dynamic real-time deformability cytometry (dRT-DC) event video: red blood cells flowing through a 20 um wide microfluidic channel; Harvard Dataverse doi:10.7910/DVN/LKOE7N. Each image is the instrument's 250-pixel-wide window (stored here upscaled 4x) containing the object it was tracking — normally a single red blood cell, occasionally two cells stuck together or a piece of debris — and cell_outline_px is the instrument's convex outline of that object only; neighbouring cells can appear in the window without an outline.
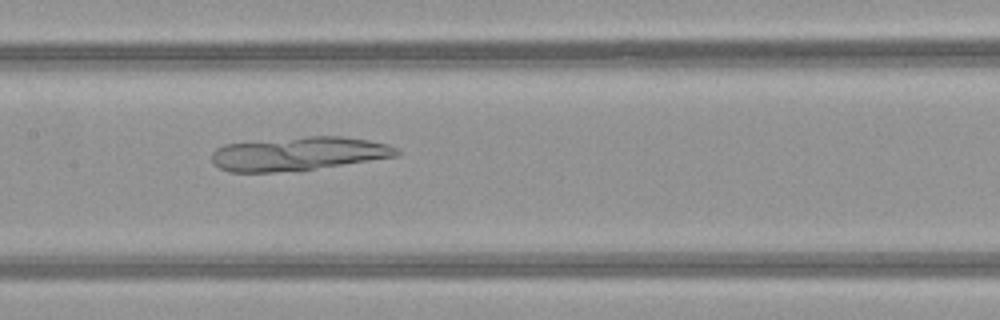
{"species": "common noctule bat (a hibernating species)", "species_latin": "Nyctalus noctula", "temperature_condition": "warm", "stored_images_in_passage": 50, "camera_frame_rate_fps": 3000, "um_per_image_px": 0.085, "animal": {"sex": "female", "body_mass_g": 21.9}, "frame": {"image": 1, "passage_image": 25, "time_ms": 8.0, "image_size_px": [1000, 320], "cell_outline_px": [[400, 156], [300, 172], [228, 172], [212, 164], [212, 152], [216, 148], [224, 144], [308, 136], [344, 136], [368, 140], [388, 144], [396, 148], [400, 152]], "centroid_in_image_um": [25.41, 13.09], "position_along_channel_um": 182.0, "area_um2": 37.05}}
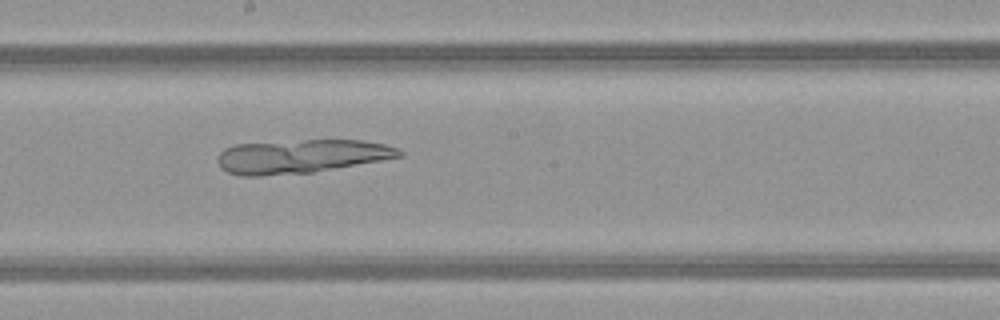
{"frame": {"image": 2, "passage_image": 28, "time_ms": 9.0, "image_size_px": [1000, 320], "cell_outline_px": [[404, 156], [312, 172], [260, 176], [240, 176], [228, 172], [220, 168], [216, 160], [220, 152], [224, 148], [236, 144], [304, 140], [364, 140], [384, 144], [400, 148], [404, 152]], "centroid_in_image_um": [25.59, 13.28], "position_along_channel_um": 222.6, "area_um2": 35.78}}
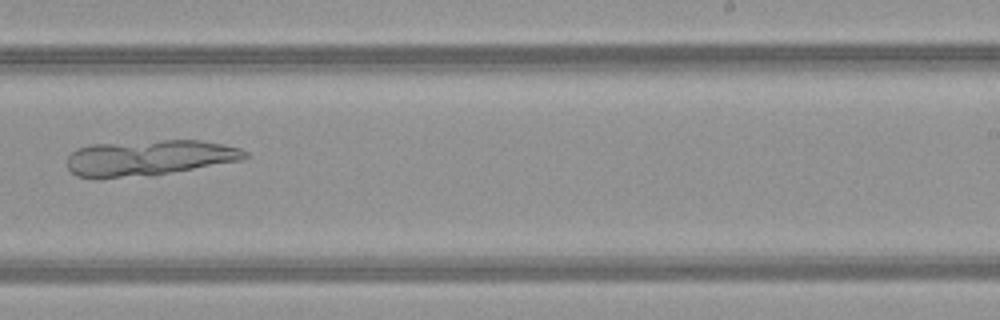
{"frame": {"image": 3, "passage_image": 32, "time_ms": 10.333, "image_size_px": [1000, 320], "cell_outline_px": [[252, 156], [244, 160], [152, 176], [76, 176], [68, 168], [68, 156], [76, 148], [88, 144], [164, 140], [200, 140], [224, 144], [240, 148], [248, 152]], "centroid_in_image_um": [12.78, 13.39], "position_along_channel_um": 276.2, "area_um2": 36.93}}